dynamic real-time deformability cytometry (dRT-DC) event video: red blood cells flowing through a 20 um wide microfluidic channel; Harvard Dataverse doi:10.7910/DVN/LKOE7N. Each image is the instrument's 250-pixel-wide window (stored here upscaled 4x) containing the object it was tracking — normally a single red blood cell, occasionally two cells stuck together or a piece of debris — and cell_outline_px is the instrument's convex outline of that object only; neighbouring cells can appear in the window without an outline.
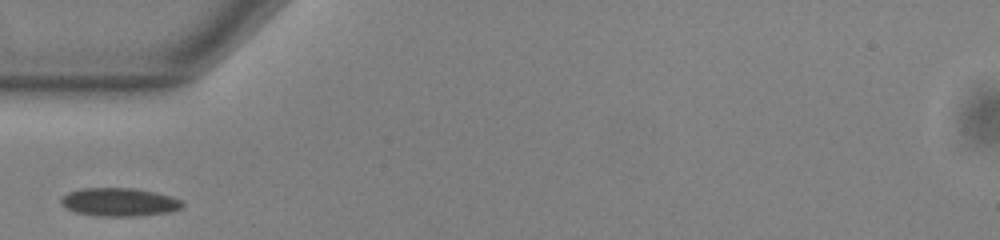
{"species": "common noctule bat (a hibernating species)", "species_latin": "Nyctalus noctula", "temperature_condition": "warm", "stored_images_in_passage": 26, "camera_frame_rate_fps": 3000, "um_per_image_px": 0.085, "animal": {"sex": "male", "body_mass_g": 13.0, "forearm_length_mm": 53.1}, "frame": {"image": 1, "passage_image": 1, "time_ms": 0.0, "image_size_px": [1000, 240], "cell_outline_px": [[184, 204], [180, 208], [168, 212], [136, 216], [96, 216], [76, 212], [64, 208], [60, 204], [60, 200], [68, 192], [80, 188], [132, 188], [156, 192], [172, 196], [184, 200]], "centroid_in_image_um": [10.13, 17.17], "position_along_channel_um": 74.9, "area_um2": 20.17}}
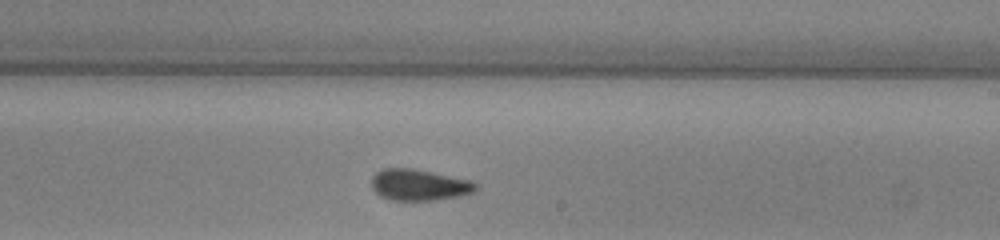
{"frame": {"image": 2, "passage_image": 15, "time_ms": 4.667, "image_size_px": [1000, 240], "cell_outline_px": [[476, 188], [472, 192], [460, 196], [436, 200], [392, 200], [380, 196], [372, 188], [372, 176], [376, 172], [384, 168], [412, 168], [468, 180], [476, 184]], "centroid_in_image_um": [35.57, 15.72], "position_along_channel_um": 253.4, "area_um2": 18.73}}
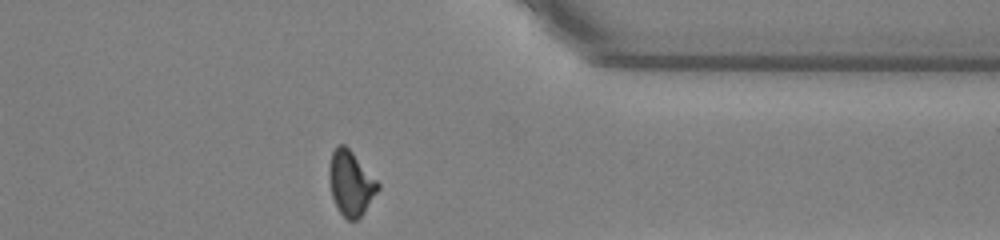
{"frame": {"image": 3, "passage_image": 26, "time_ms": 8.333, "image_size_px": [1000, 240], "cell_outline_px": [[380, 188], [364, 212], [356, 220], [348, 220], [340, 212], [332, 196], [328, 172], [328, 168], [332, 152], [336, 144], [344, 144], [352, 152], [380, 184]], "centroid_in_image_um": [29.81, 15.55], "position_along_channel_um": 381.6, "area_um2": 18.15}}